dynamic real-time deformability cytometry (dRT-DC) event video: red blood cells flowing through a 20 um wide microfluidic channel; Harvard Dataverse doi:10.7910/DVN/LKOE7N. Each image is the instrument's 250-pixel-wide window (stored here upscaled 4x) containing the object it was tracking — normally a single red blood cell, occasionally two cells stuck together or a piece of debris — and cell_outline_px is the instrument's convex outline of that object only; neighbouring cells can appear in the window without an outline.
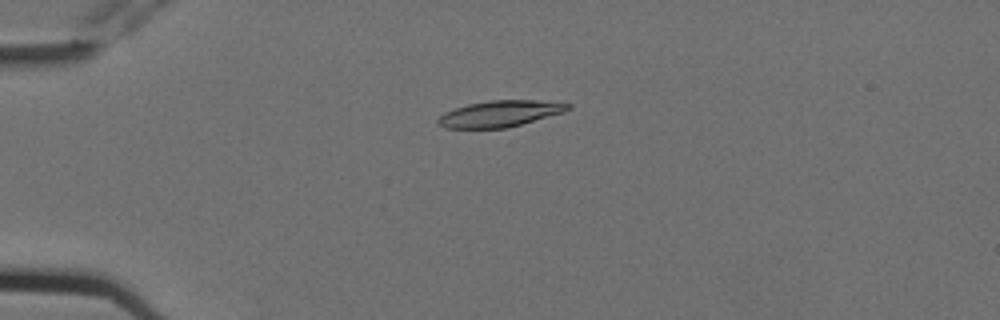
{"species": "Egyptian fruit bat (a non-hibernating species)", "species_latin": "Rousettus aegyptiacus", "temperature_condition": "cold", "stored_images_in_passage": 4, "camera_frame_rate_fps": 3000, "um_per_image_px": 0.085, "animal": {"sex": "female"}, "frame": {"image": 1, "passage_image": 4, "time_ms": 1.0, "image_size_px": [1000, 320], "cell_outline_px": [[572, 108], [564, 112], [520, 124], [504, 128], [444, 128], [436, 124], [436, 120], [444, 112], [468, 104], [488, 100], [536, 100], [572, 104]], "centroid_in_image_um": [42.46, 9.66], "position_along_channel_um": 42.5, "area_um2": 19.83}}